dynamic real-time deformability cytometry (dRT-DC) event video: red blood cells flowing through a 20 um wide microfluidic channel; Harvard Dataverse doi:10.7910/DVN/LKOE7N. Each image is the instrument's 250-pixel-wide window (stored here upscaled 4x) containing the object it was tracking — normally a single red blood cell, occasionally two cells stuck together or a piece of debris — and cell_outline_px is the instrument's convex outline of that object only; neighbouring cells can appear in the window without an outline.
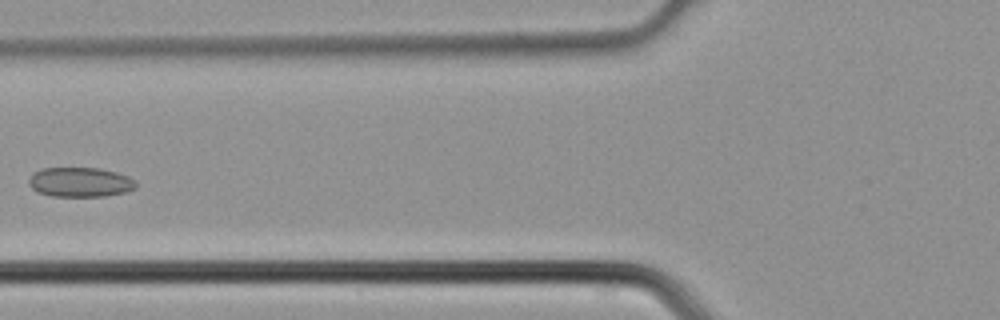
{"species": "common noctule bat (a hibernating species)", "species_latin": "Nyctalus noctula", "temperature_condition": "cold", "stored_images_in_passage": 4, "camera_frame_rate_fps": 3000, "um_per_image_px": 0.085, "animal": {"sex": "male", "body_mass_g": 21.5, "forearm_length_mm": 52.0}, "frame": {"image": 1, "passage_image": 4, "time_ms": 1.0, "image_size_px": [1000, 320], "cell_outline_px": [[136, 188], [124, 192], [104, 196], [52, 196], [36, 192], [28, 184], [28, 180], [36, 172], [44, 168], [100, 168], [116, 172], [128, 176], [136, 180]], "centroid_in_image_um": [6.83, 15.48], "position_along_channel_um": 119.0, "area_um2": 18.44}}